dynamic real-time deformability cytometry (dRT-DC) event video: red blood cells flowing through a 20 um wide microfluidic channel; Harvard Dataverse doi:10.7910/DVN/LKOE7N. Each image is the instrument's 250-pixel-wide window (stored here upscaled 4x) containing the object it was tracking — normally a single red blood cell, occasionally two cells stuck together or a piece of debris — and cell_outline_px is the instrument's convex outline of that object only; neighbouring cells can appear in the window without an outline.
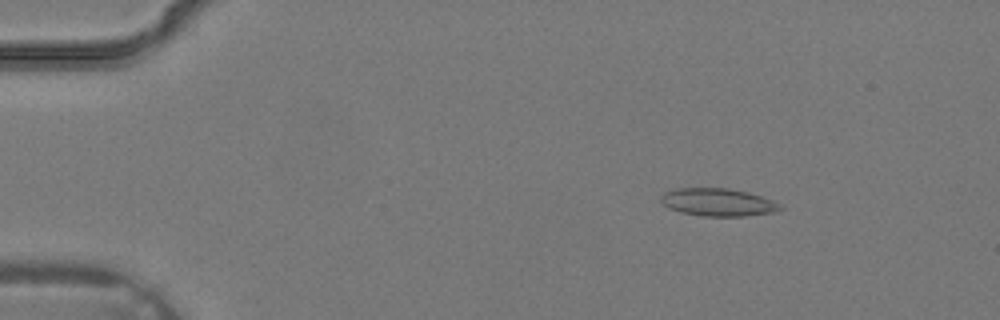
{"species": "common noctule bat (a hibernating species)", "species_latin": "Nyctalus noctula", "temperature_condition": "warm", "stored_images_in_passage": 33, "camera_frame_rate_fps": 3000, "um_per_image_px": 0.085, "animal": {"sex": "male", "body_mass_g": 19.2, "forearm_length_mm": 51.8}, "frame": {"image": 1, "passage_image": 2, "time_ms": 0.333, "image_size_px": [1000, 320], "cell_outline_px": [[784, 208], [776, 212], [744, 216], [700, 216], [680, 212], [668, 208], [660, 204], [660, 196], [664, 192], [676, 188], [728, 188], [748, 192], [772, 200], [780, 204]], "centroid_in_image_um": [60.99, 17.19], "position_along_channel_um": 24.0, "area_um2": 19.54}}
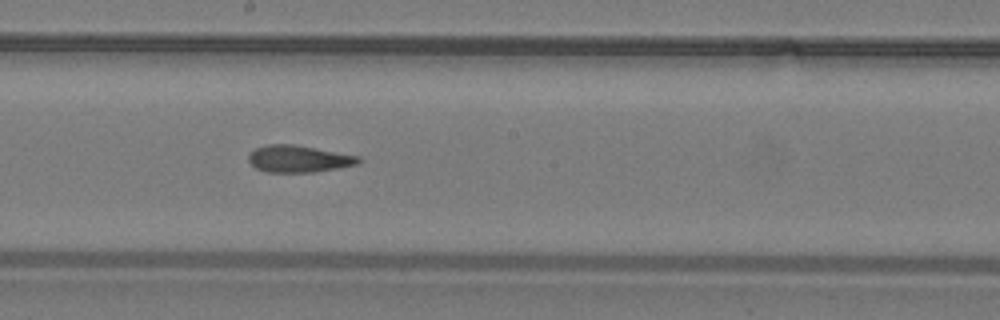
{"frame": {"image": 2, "passage_image": 17, "time_ms": 5.333, "image_size_px": [1000, 320], "cell_outline_px": [[364, 160], [356, 164], [316, 172], [268, 172], [256, 168], [248, 160], [248, 156], [256, 148], [268, 144], [292, 144], [360, 156]], "centroid_in_image_um": [25.4, 13.5], "position_along_channel_um": 222.8, "area_um2": 17.11}}
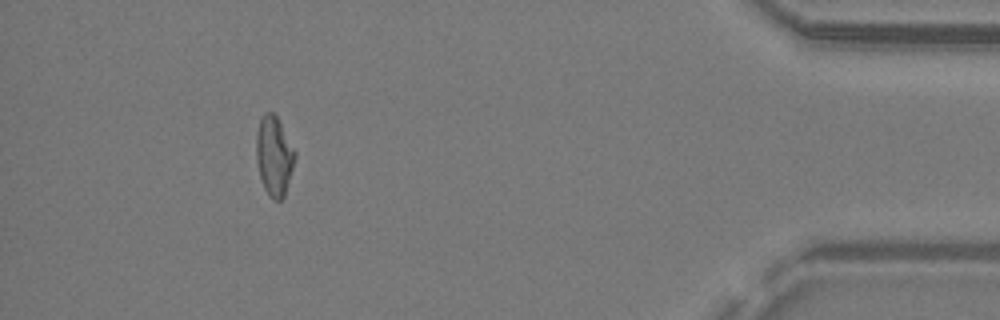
{"frame": {"image": 3, "passage_image": 30, "time_ms": 9.667, "image_size_px": [1000, 320], "cell_outline_px": [[296, 156], [284, 196], [280, 200], [272, 200], [268, 196], [264, 188], [260, 176], [256, 160], [256, 132], [260, 120], [264, 112], [272, 112], [276, 116], [296, 152]], "centroid_in_image_um": [23.28, 13.26], "position_along_channel_um": 411.9, "area_um2": 17.8}}